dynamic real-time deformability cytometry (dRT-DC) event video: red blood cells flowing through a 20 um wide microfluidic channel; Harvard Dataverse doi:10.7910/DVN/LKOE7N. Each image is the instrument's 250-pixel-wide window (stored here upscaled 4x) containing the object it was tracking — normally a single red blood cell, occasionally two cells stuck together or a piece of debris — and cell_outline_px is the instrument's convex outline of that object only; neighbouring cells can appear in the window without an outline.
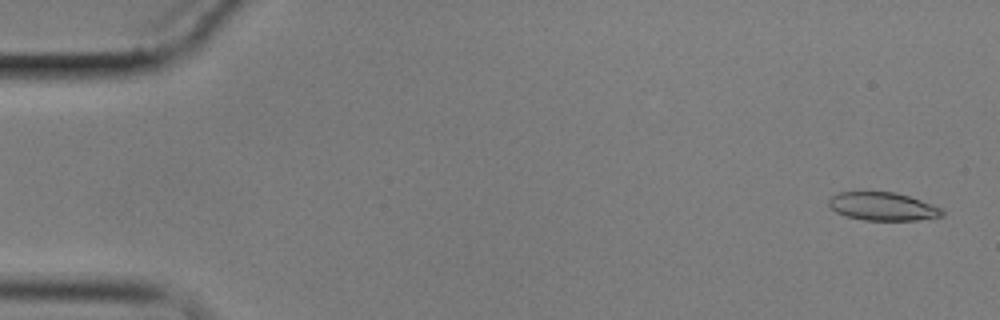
{"species": "common noctule bat (a hibernating species)", "species_latin": "Nyctalus noctula", "temperature_condition": "cold", "stored_images_in_passage": 15, "camera_frame_rate_fps": 3000, "um_per_image_px": 0.085, "animal": {"sex": "male", "body_mass_g": 17.9}, "frame": {"image": 1, "passage_image": 1, "time_ms": 0.0, "image_size_px": [1000, 320], "cell_outline_px": [[944, 216], [916, 220], [864, 220], [848, 216], [836, 212], [828, 204], [828, 200], [832, 196], [840, 192], [896, 192], [932, 204], [940, 208], [944, 212]], "centroid_in_image_um": [75.04, 17.55], "position_along_channel_um": 10.0, "area_um2": 18.44}}
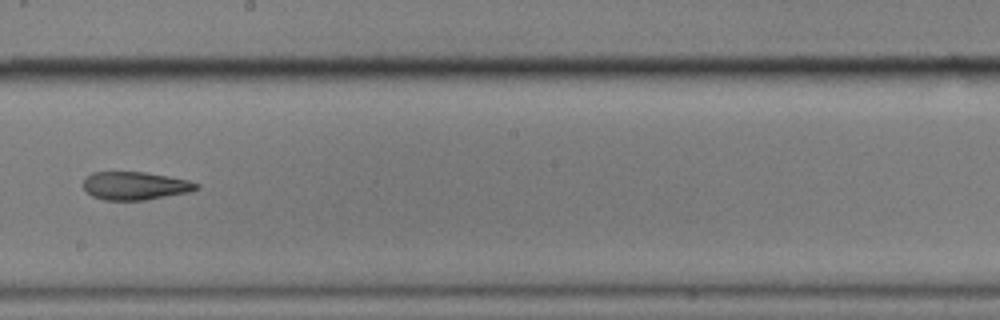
{"frame": {"image": 2, "passage_image": 9, "time_ms": 10.333, "image_size_px": [1000, 320], "cell_outline_px": [[200, 188], [188, 192], [144, 200], [104, 200], [92, 196], [84, 188], [84, 176], [92, 172], [144, 172], [168, 176], [188, 180], [200, 184]], "centroid_in_image_um": [11.48, 15.78], "position_along_channel_um": 236.7, "area_um2": 18.5}}
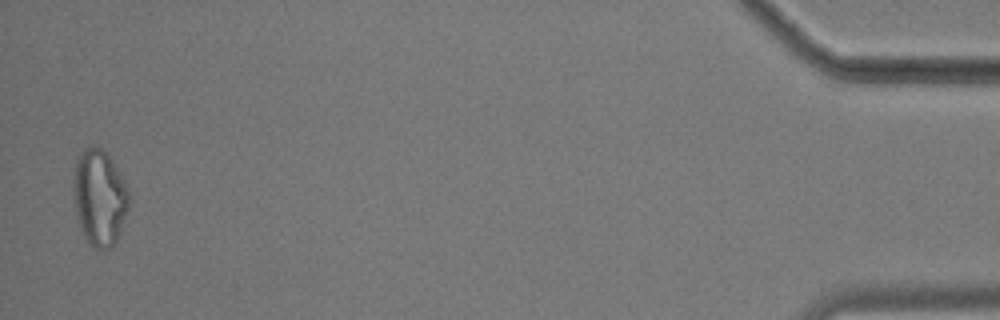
{"frame": {"image": 3, "passage_image": 15, "time_ms": 18.333, "image_size_px": [1000, 320], "cell_outline_px": [[128, 208], [120, 236], [116, 244], [108, 248], [96, 248], [88, 244], [84, 240], [76, 216], [72, 192], [76, 160], [84, 148], [92, 144], [96, 144], [112, 160], [124, 180], [128, 188]], "centroid_in_image_um": [8.44, 16.82], "position_along_channel_um": 426.8, "area_um2": 31.56}, "authors_computed_cell_mechanics": {"area_um2": 19.5942, "velocity_mm_per_s": 3.4647, "shape_relaxation_time_tau1_ms": null, "shape_relaxation_time_tau2_ms": 9.437, "deformation_change_tau1": null, "deformation_change_tau2": 0.2163}}